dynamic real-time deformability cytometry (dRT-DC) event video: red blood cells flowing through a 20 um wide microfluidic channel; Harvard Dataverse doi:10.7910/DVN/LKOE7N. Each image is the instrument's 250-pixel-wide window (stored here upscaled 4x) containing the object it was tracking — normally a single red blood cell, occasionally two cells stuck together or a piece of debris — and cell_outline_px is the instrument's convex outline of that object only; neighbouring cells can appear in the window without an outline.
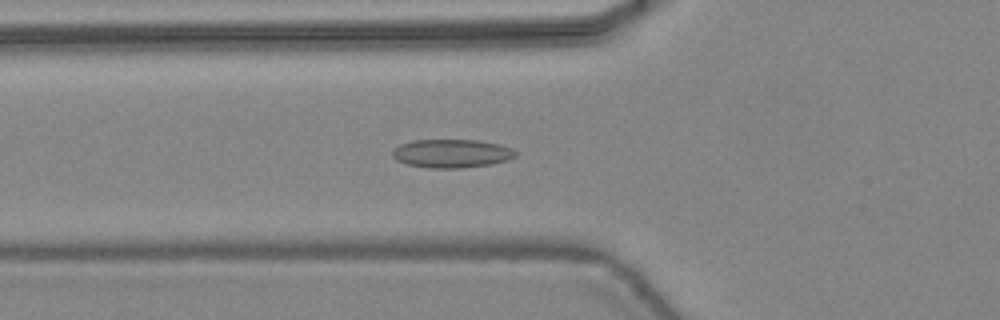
{"species": "common noctule bat (a hibernating species)", "species_latin": "Nyctalus noctula", "temperature_condition": "warm", "stored_images_in_passage": 40, "camera_frame_rate_fps": 3000, "um_per_image_px": 0.085, "animal": {"sex": "female", "body_mass_g": 24.6, "forearm_length_mm": 56.2}, "frame": {"image": 1, "passage_image": 11, "time_ms": 3.333, "image_size_px": [1000, 320], "cell_outline_px": [[516, 156], [508, 160], [492, 164], [460, 168], [428, 168], [408, 164], [396, 160], [392, 156], [392, 148], [400, 144], [412, 140], [480, 140], [500, 144], [512, 148], [516, 152]], "centroid_in_image_um": [38.38, 13.04], "position_along_channel_um": 87.4, "area_um2": 20.63}}
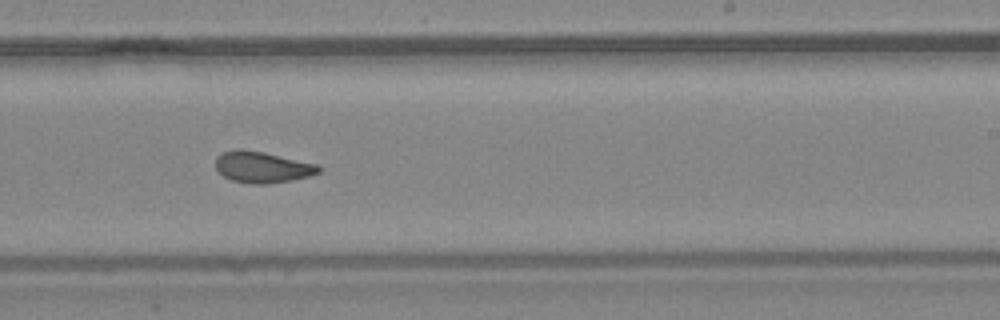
{"frame": {"image": 2, "passage_image": 23, "time_ms": 7.333, "image_size_px": [1000, 320], "cell_outline_px": [[320, 172], [308, 176], [292, 180], [268, 184], [252, 184], [232, 180], [224, 176], [216, 168], [216, 156], [220, 152], [240, 148], [264, 152], [320, 164]], "centroid_in_image_um": [22.3, 14.19], "position_along_channel_um": 266.7, "area_um2": 18.96}}
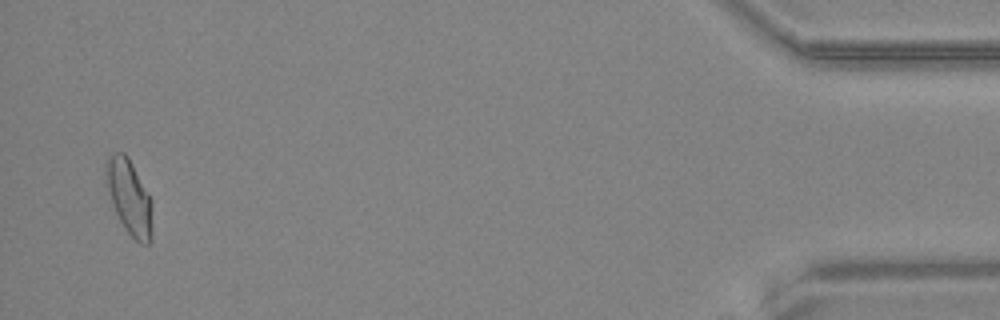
{"frame": {"image": 3, "passage_image": 39, "time_ms": 12.667, "image_size_px": [1000, 320], "cell_outline_px": [[152, 240], [148, 244], [140, 244], [128, 232], [120, 220], [112, 204], [104, 172], [104, 160], [116, 152], [124, 152], [128, 156], [152, 200]], "centroid_in_image_um": [11.0, 16.74], "position_along_channel_um": 424.2, "area_um2": 20.29}, "authors_computed_cell_mechanics": {"area_um2": 19.1607, "velocity_mm_per_s": 4.4669, "shape_relaxation_time_tau1_ms": null, "shape_relaxation_time_tau2_ms": 1.4926, "deformation_change_tau1": null, "deformation_change_tau2": 0.0739}}